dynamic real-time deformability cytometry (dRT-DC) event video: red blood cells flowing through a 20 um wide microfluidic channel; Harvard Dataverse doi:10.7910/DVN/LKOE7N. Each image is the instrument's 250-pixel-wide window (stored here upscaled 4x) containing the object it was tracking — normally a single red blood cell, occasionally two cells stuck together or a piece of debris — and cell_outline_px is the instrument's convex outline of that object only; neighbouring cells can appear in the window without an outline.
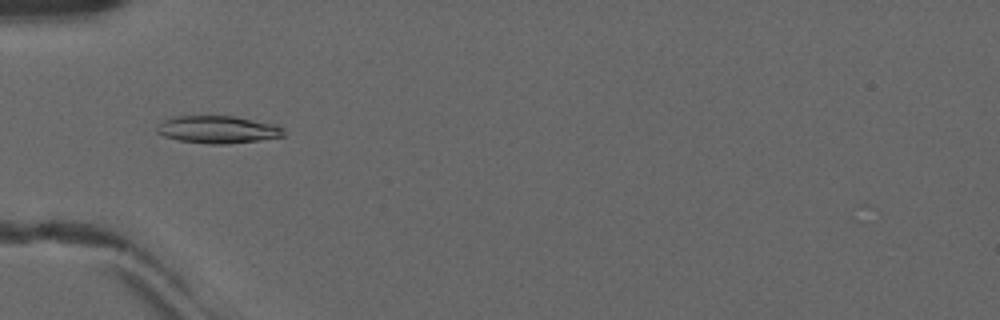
{"species": "common noctule bat (a hibernating species)", "species_latin": "Nyctalus noctula", "temperature_condition": "warm", "stored_images_in_passage": 27, "camera_frame_rate_fps": 3000, "um_per_image_px": 0.085, "animal": {"sex": "male", "forearm_length_mm": 52.5}, "frame": {"image": 1, "passage_image": 1, "time_ms": 0.0, "image_size_px": [1000, 320], "cell_outline_px": [[284, 136], [260, 140], [228, 144], [208, 144], [180, 140], [164, 136], [156, 132], [156, 128], [164, 120], [176, 116], [232, 116], [276, 124], [284, 128]], "centroid_in_image_um": [18.54, 11.01], "position_along_channel_um": 66.5, "area_um2": 20.23}}
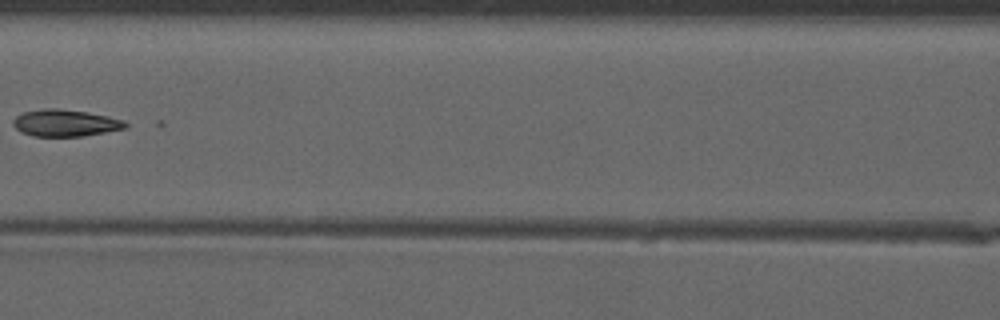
{"frame": {"image": 2, "passage_image": 8, "time_ms": 2.333, "image_size_px": [1000, 320], "cell_outline_px": [[128, 128], [84, 136], [36, 136], [20, 132], [12, 124], [12, 120], [16, 116], [24, 112], [40, 108], [60, 108], [88, 112], [108, 116], [124, 120], [128, 124]], "centroid_in_image_um": [5.56, 10.44], "position_along_channel_um": 161.0, "area_um2": 17.8}}
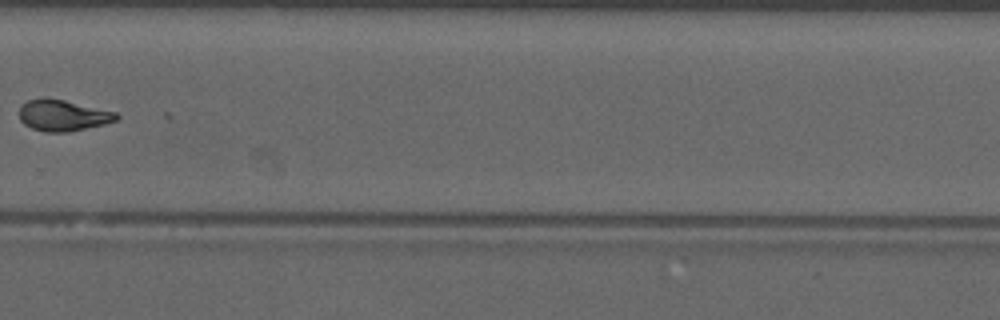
{"frame": {"image": 3, "passage_image": 20, "time_ms": 6.333, "image_size_px": [1000, 320], "cell_outline_px": [[120, 116], [116, 120], [104, 124], [68, 132], [44, 132], [32, 128], [24, 124], [20, 120], [20, 104], [28, 100], [44, 96], [64, 100], [116, 112]], "centroid_in_image_um": [5.31, 9.79], "position_along_channel_um": 324.5, "area_um2": 17.74}}